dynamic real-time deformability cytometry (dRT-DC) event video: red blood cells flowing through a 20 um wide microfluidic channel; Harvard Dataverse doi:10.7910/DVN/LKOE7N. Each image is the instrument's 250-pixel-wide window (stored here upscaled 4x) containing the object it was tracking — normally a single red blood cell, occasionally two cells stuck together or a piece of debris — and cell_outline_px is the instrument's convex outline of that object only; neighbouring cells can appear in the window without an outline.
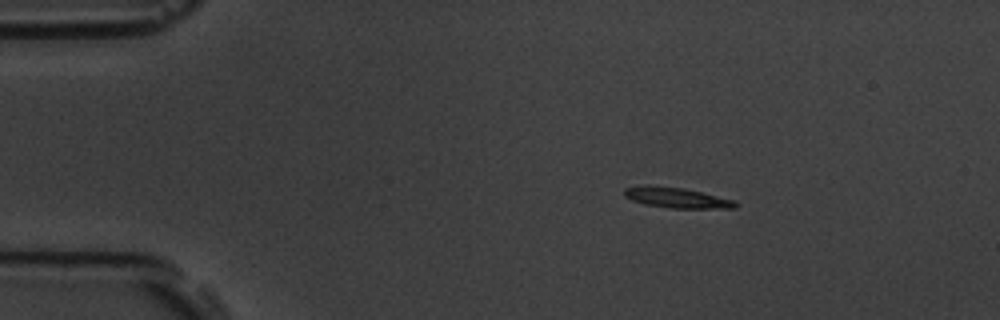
{"species": "common noctule bat (a hibernating species)", "species_latin": "Nyctalus noctula", "temperature_condition": "room temperature", "stored_images_in_passage": 4, "camera_frame_rate_fps": 3000, "um_per_image_px": 0.085, "animal": {"sex": "male", "body_mass_g": 19.5, "forearm_length_mm": 54.6}, "frame": {"image": 1, "passage_image": 2, "time_ms": 1.333, "image_size_px": [1000, 320], "cell_outline_px": [[740, 204], [736, 208], [672, 208], [644, 204], [632, 200], [624, 196], [624, 188], [648, 184], [684, 188], [736, 200]], "centroid_in_image_um": [57.54, 16.79], "position_along_channel_um": 27.5, "area_um2": 13.41}}